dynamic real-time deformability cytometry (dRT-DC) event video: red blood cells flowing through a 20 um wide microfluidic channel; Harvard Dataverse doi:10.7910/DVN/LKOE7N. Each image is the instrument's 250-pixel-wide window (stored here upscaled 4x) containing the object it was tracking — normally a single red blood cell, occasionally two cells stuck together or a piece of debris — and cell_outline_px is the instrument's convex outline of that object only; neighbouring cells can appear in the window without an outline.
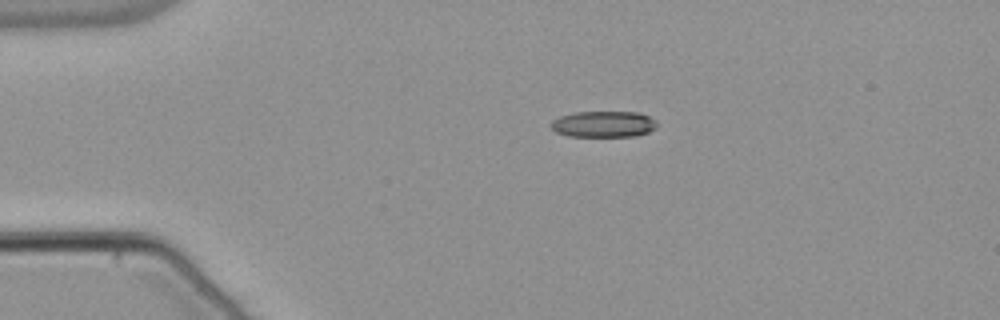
{"species": "common noctule bat (a hibernating species)", "species_latin": "Nyctalus noctula", "temperature_condition": "warm", "stored_images_in_passage": 44, "camera_frame_rate_fps": 3000, "um_per_image_px": 0.085, "animal": {"sex": "male", "body_mass_g": 21.5, "forearm_length_mm": 52.0}, "frame": {"image": 1, "passage_image": 1, "time_ms": 0.0, "image_size_px": [1000, 320], "cell_outline_px": [[656, 128], [648, 132], [636, 136], [568, 136], [556, 132], [548, 124], [552, 120], [560, 116], [576, 112], [636, 112], [648, 116], [656, 120]], "centroid_in_image_um": [51.28, 10.55], "position_along_channel_um": 33.7, "area_um2": 16.18}}
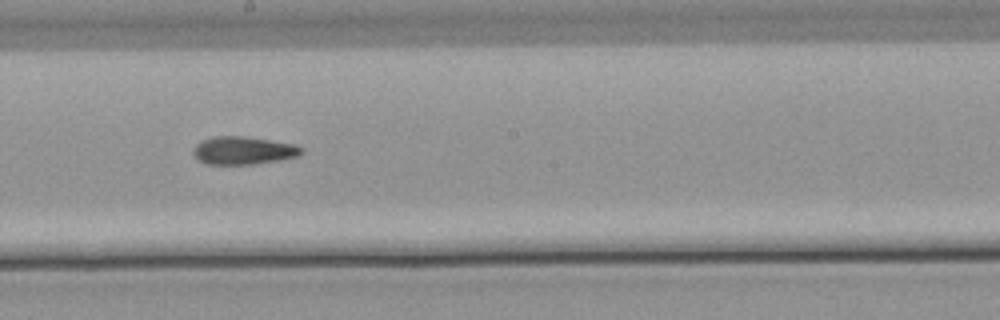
{"frame": {"image": 2, "passage_image": 20, "time_ms": 6.333, "image_size_px": [1000, 320], "cell_outline_px": [[304, 152], [300, 156], [280, 160], [252, 164], [204, 164], [192, 152], [196, 144], [212, 136], [244, 136], [296, 144]], "centroid_in_image_um": [20.71, 12.79], "position_along_channel_um": 227.5, "area_um2": 17.57}}
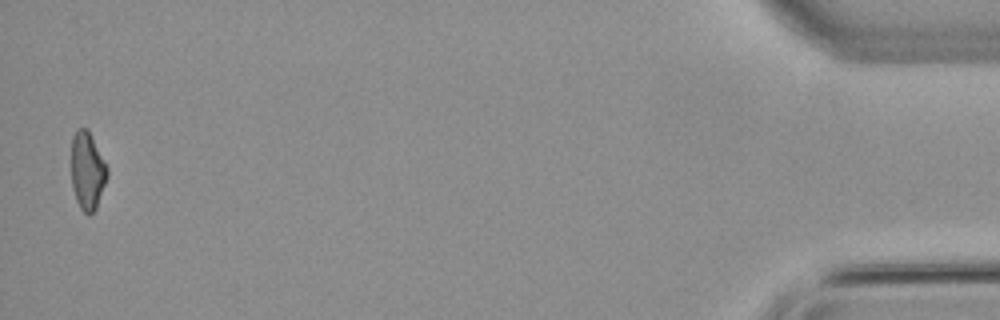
{"frame": {"image": 3, "passage_image": 43, "time_ms": 14.0, "image_size_px": [1000, 320], "cell_outline_px": [[108, 176], [96, 208], [88, 216], [80, 208], [76, 200], [72, 188], [72, 136], [80, 128], [88, 128], [108, 168]], "centroid_in_image_um": [7.43, 14.53], "position_along_channel_um": 427.8, "area_um2": 16.24}, "authors_computed_cell_mechanics": {"area_um2": 17.1955, "velocity_mm_per_s": 3.8174, "shape_relaxation_time_tau1_ms": null, "shape_relaxation_time_tau2_ms": 9.7174, "deformation_change_tau1": null, "deformation_change_tau2": 0.2264}}